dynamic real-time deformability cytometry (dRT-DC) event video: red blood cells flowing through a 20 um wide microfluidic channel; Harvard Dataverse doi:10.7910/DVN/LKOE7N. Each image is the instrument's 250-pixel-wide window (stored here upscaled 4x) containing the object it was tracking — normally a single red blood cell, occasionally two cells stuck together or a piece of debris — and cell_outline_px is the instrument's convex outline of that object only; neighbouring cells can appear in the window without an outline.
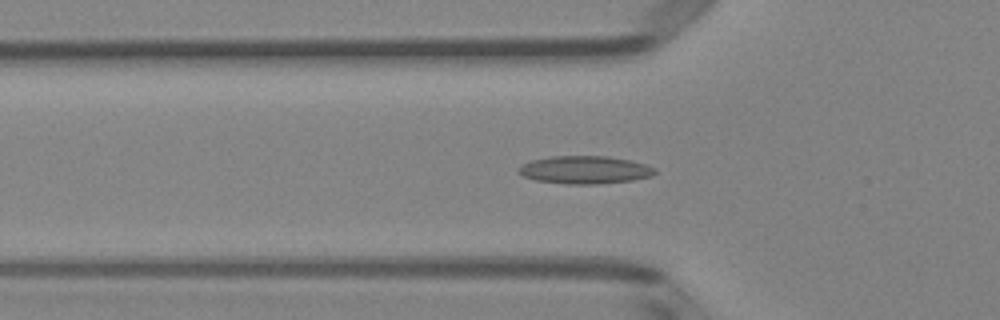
{"species": "Egyptian fruit bat (a non-hibernating species)", "species_latin": "Rousettus aegyptiacus", "temperature_condition": "room temperature", "stored_images_in_passage": 52, "segment_of_instrument_passage": [1, 2], "camera_frame_rate_fps": 3000, "um_per_image_px": 0.085, "animal": {"sex": "female"}, "frame": {"image": 1, "passage_image": 17, "time_ms": 5.333, "image_size_px": [1000, 320], "cell_outline_px": [[656, 172], [652, 176], [632, 180], [596, 184], [568, 184], [536, 180], [524, 176], [516, 172], [516, 168], [532, 160], [552, 156], [608, 156], [628, 160], [644, 164], [656, 168]], "centroid_in_image_um": [49.69, 14.44], "position_along_channel_um": 76.1, "area_um2": 22.02}}
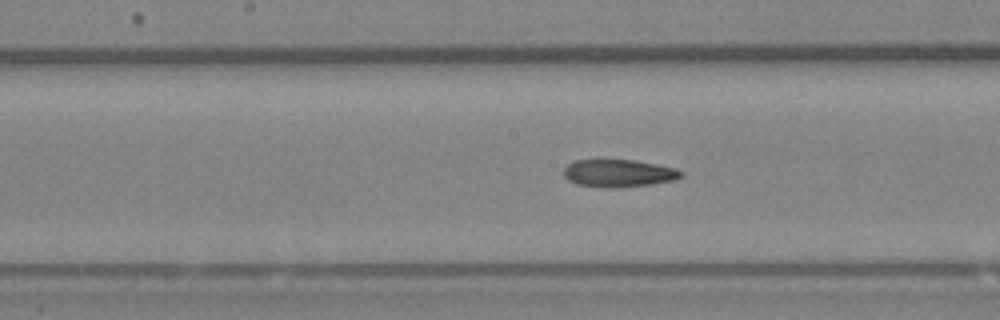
{"frame": {"image": 2, "passage_image": 26, "time_ms": 8.333, "image_size_px": [1000, 320], "cell_outline_px": [[684, 176], [676, 180], [652, 184], [612, 188], [576, 184], [568, 180], [564, 176], [564, 168], [572, 160], [636, 160], [676, 168], [684, 172]], "centroid_in_image_um": [52.62, 14.72], "position_along_channel_um": 195.6, "area_um2": 18.96}}
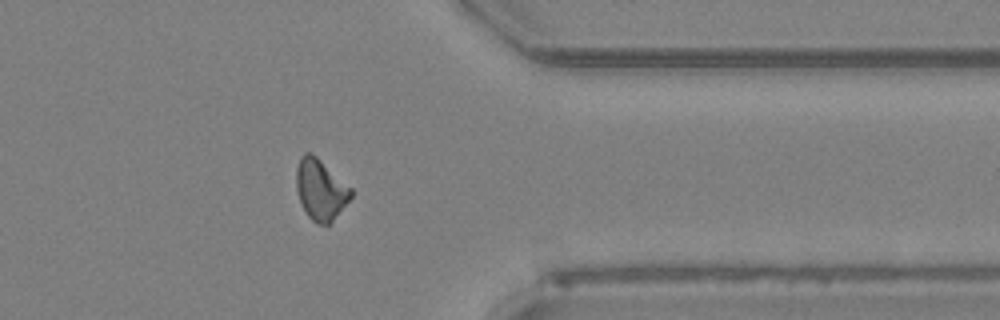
{"frame": {"image": 3, "passage_image": 41, "time_ms": 13.333, "image_size_px": [1000, 320], "cell_outline_px": [[352, 196], [332, 220], [328, 224], [316, 224], [308, 216], [300, 204], [296, 188], [296, 168], [300, 156], [304, 152], [312, 152], [352, 188]], "centroid_in_image_um": [27.21, 16.09], "position_along_channel_um": 384.2, "area_um2": 19.36}}